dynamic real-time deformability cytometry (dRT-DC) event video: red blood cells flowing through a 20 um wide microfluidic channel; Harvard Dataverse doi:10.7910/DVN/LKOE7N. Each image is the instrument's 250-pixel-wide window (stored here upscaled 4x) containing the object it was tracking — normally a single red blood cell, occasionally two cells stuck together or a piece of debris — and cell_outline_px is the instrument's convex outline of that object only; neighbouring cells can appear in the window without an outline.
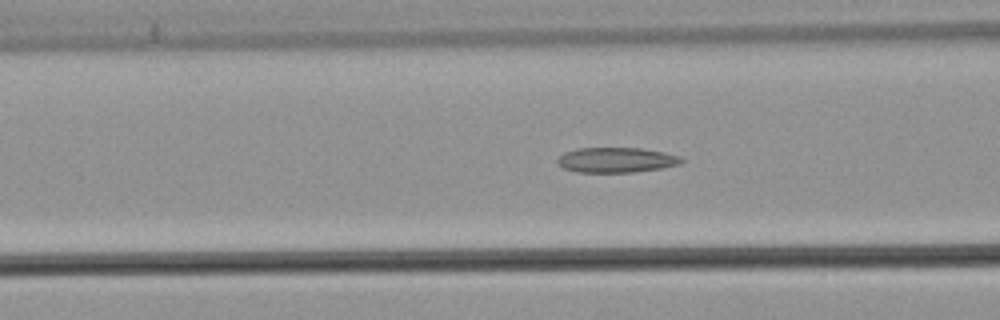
{"species": "common noctule bat (a hibernating species)", "species_latin": "Nyctalus noctula", "temperature_condition": "warm", "stored_images_in_passage": 55, "camera_frame_rate_fps": 3000, "um_per_image_px": 0.085, "animal": {"sex": "male", "body_mass_g": 21.5, "forearm_length_mm": 52.0}, "frame": {"image": 1, "passage_image": 22, "time_ms": 7.0, "image_size_px": [1000, 320], "cell_outline_px": [[684, 160], [680, 164], [664, 168], [636, 172], [576, 172], [564, 168], [556, 164], [556, 160], [564, 152], [580, 148], [640, 148], [664, 152], [680, 156]], "centroid_in_image_um": [52.39, 13.6], "position_along_channel_um": 114.2, "area_um2": 18.26}}
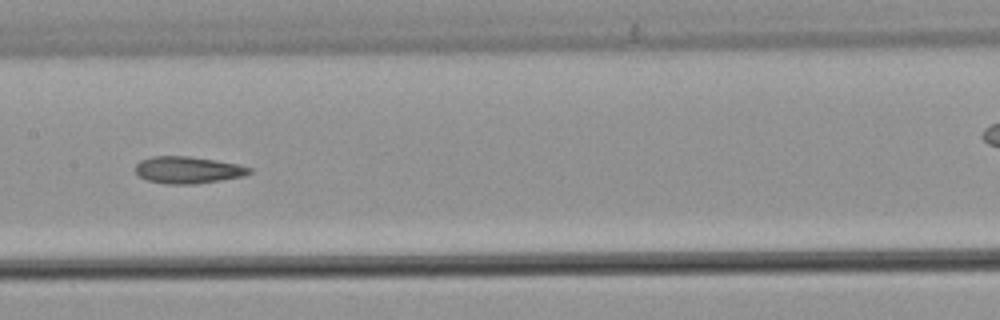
{"frame": {"image": 2, "passage_image": 28, "time_ms": 9.0, "image_size_px": [1000, 320], "cell_outline_px": [[252, 172], [244, 176], [196, 184], [164, 184], [148, 180], [140, 176], [136, 172], [136, 164], [140, 160], [152, 156], [188, 156], [216, 160], [236, 164], [252, 168]], "centroid_in_image_um": [15.97, 14.44], "position_along_channel_um": 191.4, "area_um2": 17.86}}
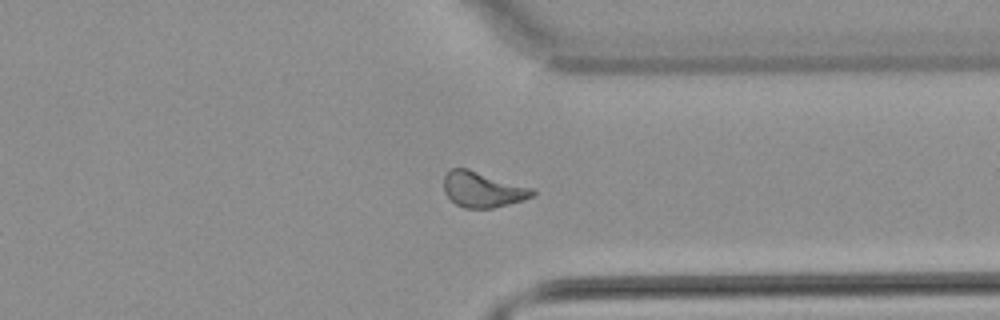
{"frame": {"image": 3, "passage_image": 42, "time_ms": 13.667, "image_size_px": [1000, 320], "cell_outline_px": [[536, 192], [532, 196], [524, 200], [492, 208], [464, 208], [456, 204], [444, 192], [444, 176], [452, 168], [468, 168], [532, 188]], "centroid_in_image_um": [41.02, 16.11], "position_along_channel_um": 370.4, "area_um2": 18.21}, "authors_computed_cell_mechanics": {"area_um2": 18.3804, "velocity_mm_per_s": 3.8493, "shape_relaxation_time_tau1_ms": null, "shape_relaxation_time_tau2_ms": 3.3837, "deformation_change_tau1": null, "deformation_change_tau2": 0.105}}